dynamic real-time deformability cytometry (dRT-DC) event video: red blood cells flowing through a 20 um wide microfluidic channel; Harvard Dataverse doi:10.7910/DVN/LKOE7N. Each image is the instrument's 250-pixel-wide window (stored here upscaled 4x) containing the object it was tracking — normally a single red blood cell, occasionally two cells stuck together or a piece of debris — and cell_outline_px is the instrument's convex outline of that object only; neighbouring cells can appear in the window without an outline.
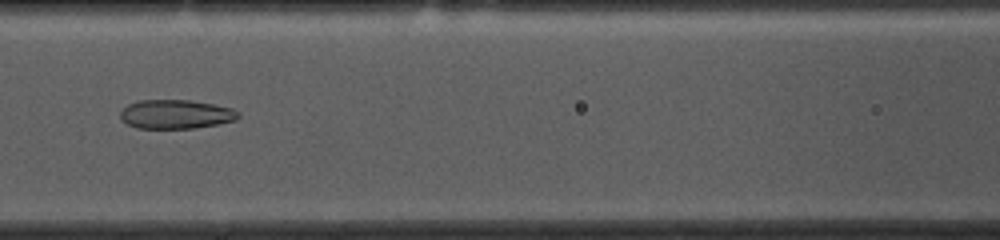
{"species": "common noctule bat (a hibernating species)", "species_latin": "Nyctalus noctula", "temperature_condition": "cold", "stored_images_in_passage": 44, "camera_frame_rate_fps": 3000, "um_per_image_px": 0.085, "animal": {"sex": "female", "body_mass_g": 10.0, "forearm_length_mm": 53.1}, "frame": {"image": 1, "passage_image": 13, "time_ms": 4.0, "image_size_px": [1000, 240], "cell_outline_px": [[240, 116], [236, 120], [220, 124], [196, 128], [136, 128], [120, 120], [120, 112], [128, 104], [140, 100], [188, 100], [212, 104], [232, 108], [240, 112]], "centroid_in_image_um": [14.96, 9.71], "position_along_channel_um": 151.6, "area_um2": 20.06}}
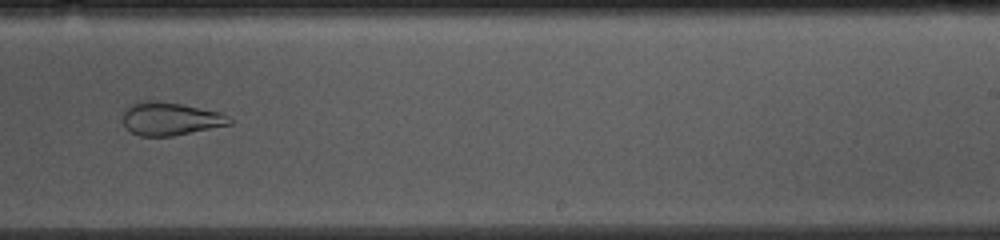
{"frame": {"image": 2, "passage_image": 23, "time_ms": 7.333, "image_size_px": [1000, 240], "cell_outline_px": [[232, 124], [172, 136], [140, 136], [132, 132], [124, 124], [124, 112], [136, 100], [152, 100], [180, 104], [220, 112], [228, 116], [232, 120]], "centroid_in_image_um": [14.49, 10.09], "position_along_channel_um": 274.5, "area_um2": 20.35}}
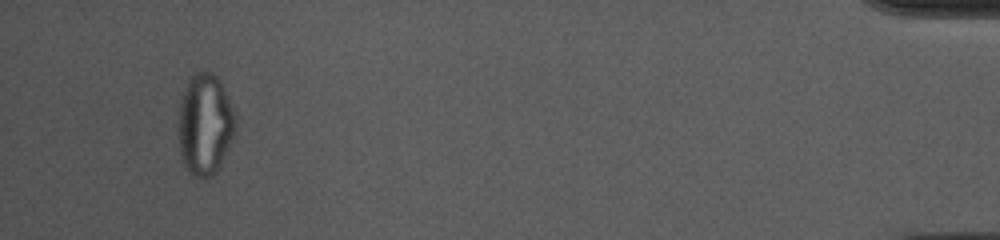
{"frame": {"image": 3, "passage_image": 41, "time_ms": 13.333, "image_size_px": [1000, 240], "cell_outline_px": [[236, 128], [228, 148], [216, 172], [212, 176], [204, 180], [192, 176], [188, 172], [184, 164], [180, 152], [180, 100], [184, 88], [188, 80], [196, 72], [204, 68], [212, 72], [220, 80], [232, 108], [236, 120]], "centroid_in_image_um": [17.43, 10.57], "position_along_channel_um": 417.8, "area_um2": 33.58}, "authors_computed_cell_mechanics": {"area_um2": 23.8714, "velocity_mm_per_s": 3.7068, "shape_relaxation_time_tau1_ms": null, "shape_relaxation_time_tau2_ms": 2.225, "deformation_change_tau1": null, "deformation_change_tau2": 0.0899}}